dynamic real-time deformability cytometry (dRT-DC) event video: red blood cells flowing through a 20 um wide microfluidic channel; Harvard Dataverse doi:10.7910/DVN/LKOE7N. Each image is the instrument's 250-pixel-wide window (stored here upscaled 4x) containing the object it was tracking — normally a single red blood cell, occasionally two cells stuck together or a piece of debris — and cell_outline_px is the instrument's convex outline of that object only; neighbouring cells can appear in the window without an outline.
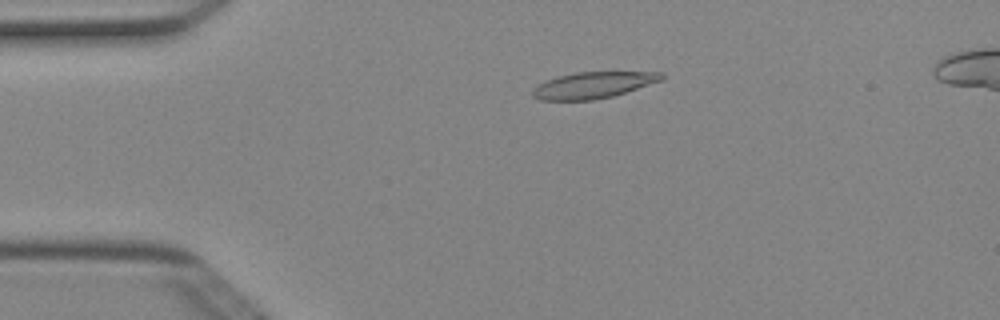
{"species": "Egyptian fruit bat (a non-hibernating species)", "species_latin": "Rousettus aegyptiacus", "temperature_condition": "cold", "stored_images_in_passage": 5, "camera_frame_rate_fps": 3000, "um_per_image_px": 0.085, "animal": {"sex": "female"}, "frame": {"image": 1, "passage_image": 3, "time_ms": 0.667, "image_size_px": [1000, 320], "cell_outline_px": [[664, 80], [612, 96], [592, 100], [540, 100], [532, 96], [532, 88], [548, 80], [560, 76], [576, 72], [664, 72]], "centroid_in_image_um": [50.45, 7.23], "position_along_channel_um": 34.6, "area_um2": 19.65}}